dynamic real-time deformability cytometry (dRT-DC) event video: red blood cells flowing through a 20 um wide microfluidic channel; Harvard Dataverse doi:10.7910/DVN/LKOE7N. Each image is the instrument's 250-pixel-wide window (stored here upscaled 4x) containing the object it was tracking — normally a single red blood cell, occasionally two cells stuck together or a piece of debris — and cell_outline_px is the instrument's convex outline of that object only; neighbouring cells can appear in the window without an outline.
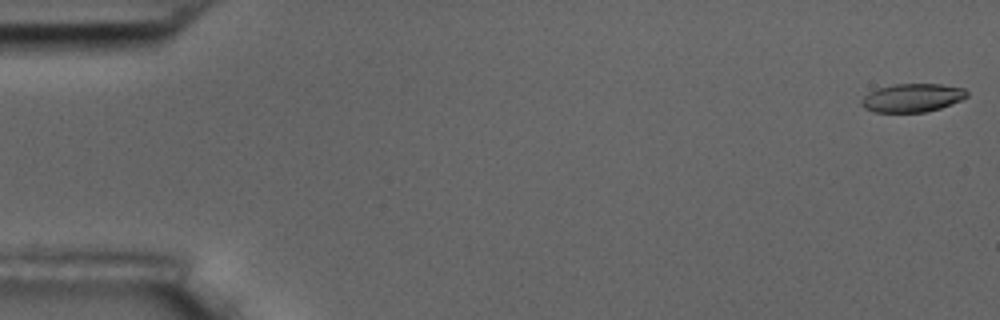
{"species": "common noctule bat (a hibernating species)", "species_latin": "Nyctalus noctula", "temperature_condition": "room temperature", "stored_images_in_passage": 6, "camera_frame_rate_fps": 3000, "um_per_image_px": 0.085, "animal": {"sex": "male", "body_mass_g": 17.5, "forearm_length_mm": 52.3}, "frame": {"image": 1, "passage_image": 1, "time_ms": 0.0, "image_size_px": [1000, 320], "cell_outline_px": [[968, 96], [952, 104], [940, 108], [924, 112], [876, 112], [864, 108], [860, 104], [860, 100], [868, 92], [876, 88], [892, 84], [940, 84], [964, 88], [968, 92]], "centroid_in_image_um": [77.52, 8.31], "position_along_channel_um": 7.5, "area_um2": 17.57}}
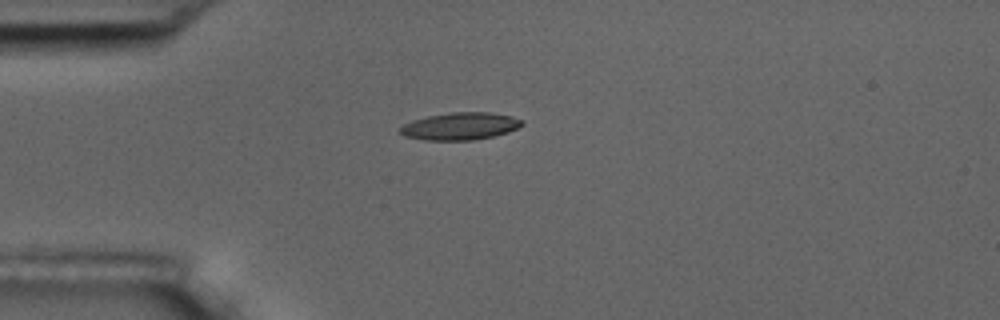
{"frame": {"image": 2, "passage_image": 5, "time_ms": 4.667, "image_size_px": [1000, 320], "cell_outline_px": [[524, 124], [508, 132], [492, 136], [472, 140], [424, 140], [404, 136], [396, 132], [404, 124], [412, 120], [428, 116], [452, 112], [488, 112], [512, 116], [524, 120]], "centroid_in_image_um": [39.09, 10.72], "position_along_channel_um": 45.9, "area_um2": 19.48}}